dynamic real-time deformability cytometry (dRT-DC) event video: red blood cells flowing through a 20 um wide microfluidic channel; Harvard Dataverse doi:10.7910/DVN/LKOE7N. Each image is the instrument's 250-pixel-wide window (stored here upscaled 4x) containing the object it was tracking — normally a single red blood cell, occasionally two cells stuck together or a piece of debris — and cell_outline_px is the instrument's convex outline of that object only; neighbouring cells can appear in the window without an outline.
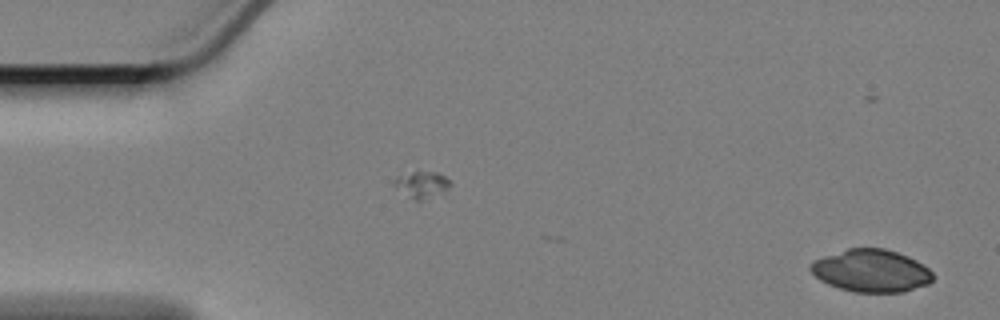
{"species": "Egyptian fruit bat (a non-hibernating species)", "species_latin": "Rousettus aegyptiacus", "temperature_condition": "cold", "stored_images_in_passage": 59, "camera_frame_rate_fps": 3000, "um_per_image_px": 0.085, "animal": {"sex": "female"}, "frame": {"image": 1, "passage_image": 1, "time_ms": 0.0, "image_size_px": [1000, 320], "cell_outline_px": [[932, 280], [928, 284], [904, 292], [856, 292], [840, 288], [828, 284], [820, 280], [808, 268], [816, 260], [824, 256], [848, 248], [884, 248], [908, 256], [916, 260], [928, 268], [932, 272]], "centroid_in_image_um": [74.07, 23.01], "position_along_channel_um": 10.9, "area_um2": 30.06}}
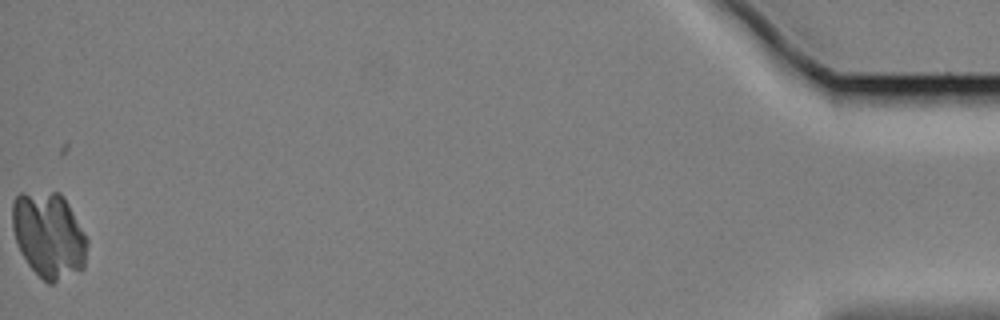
{"frame": {"image": 2, "passage_image": 58, "time_ms": 19.0, "image_size_px": [1000, 320], "cell_outline_px": [[88, 244], [84, 268], [52, 284], [48, 284], [28, 264], [16, 240], [12, 228], [12, 204], [16, 196], [20, 192], [60, 192], [68, 204], [88, 236]], "centroid_in_image_um": [4.17, 19.96], "position_along_channel_um": 431.0, "area_um2": 37.51}}